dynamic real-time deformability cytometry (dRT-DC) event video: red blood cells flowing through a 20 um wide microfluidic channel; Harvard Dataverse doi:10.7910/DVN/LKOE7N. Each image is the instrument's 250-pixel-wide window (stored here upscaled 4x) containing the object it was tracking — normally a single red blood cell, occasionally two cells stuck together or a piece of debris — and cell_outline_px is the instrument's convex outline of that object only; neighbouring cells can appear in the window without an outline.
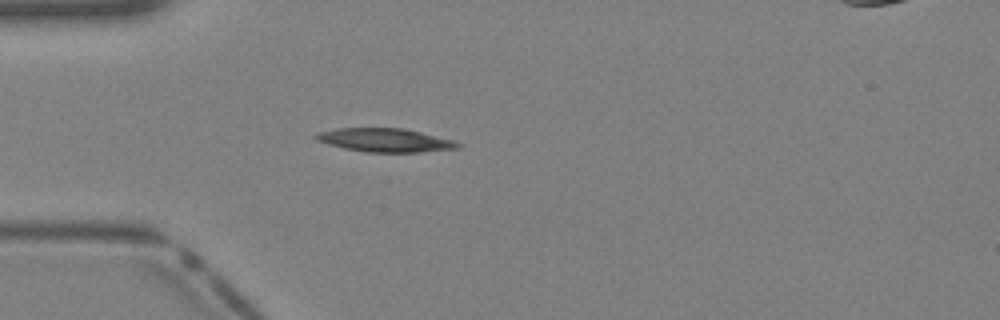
{"species": "Egyptian fruit bat (a non-hibernating species)", "species_latin": "Rousettus aegyptiacus", "temperature_condition": "warm", "stored_images_in_passage": 39, "camera_frame_rate_fps": 3000, "um_per_image_px": 0.085, "animal": {"sex": "female"}, "frame": {"image": 1, "passage_image": 11, "time_ms": 3.333, "image_size_px": [1000, 320], "cell_outline_px": [[464, 144], [460, 148], [420, 152], [368, 152], [344, 148], [328, 144], [316, 140], [312, 136], [316, 132], [336, 128], [404, 128], [456, 140]], "centroid_in_image_um": [32.76, 11.9], "position_along_channel_um": 52.2, "area_um2": 19.77}}
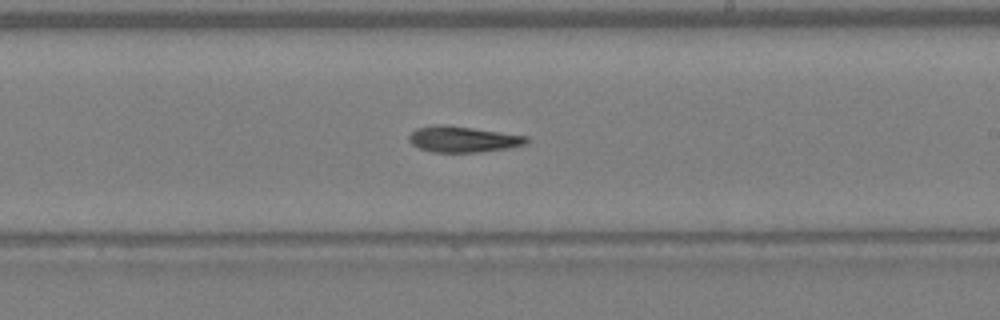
{"frame": {"image": 2, "passage_image": 23, "time_ms": 7.333, "image_size_px": [1000, 320], "cell_outline_px": [[528, 144], [480, 152], [432, 152], [420, 148], [412, 144], [408, 140], [408, 136], [416, 128], [436, 124], [444, 124], [528, 136]], "centroid_in_image_um": [39.32, 11.83], "position_along_channel_um": 249.7, "area_um2": 17.69}}
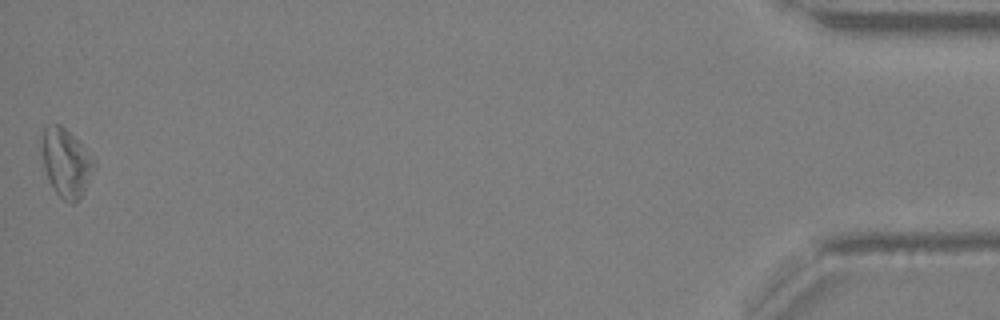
{"frame": {"image": 3, "passage_image": 39, "time_ms": 12.667, "image_size_px": [1000, 320], "cell_outline_px": [[96, 168], [76, 204], [68, 204], [56, 192], [48, 180], [44, 168], [40, 148], [40, 144], [44, 128], [56, 124], [60, 124], [80, 144], [96, 164]], "centroid_in_image_um": [5.58, 13.87], "position_along_channel_um": 429.6, "area_um2": 20.58}}